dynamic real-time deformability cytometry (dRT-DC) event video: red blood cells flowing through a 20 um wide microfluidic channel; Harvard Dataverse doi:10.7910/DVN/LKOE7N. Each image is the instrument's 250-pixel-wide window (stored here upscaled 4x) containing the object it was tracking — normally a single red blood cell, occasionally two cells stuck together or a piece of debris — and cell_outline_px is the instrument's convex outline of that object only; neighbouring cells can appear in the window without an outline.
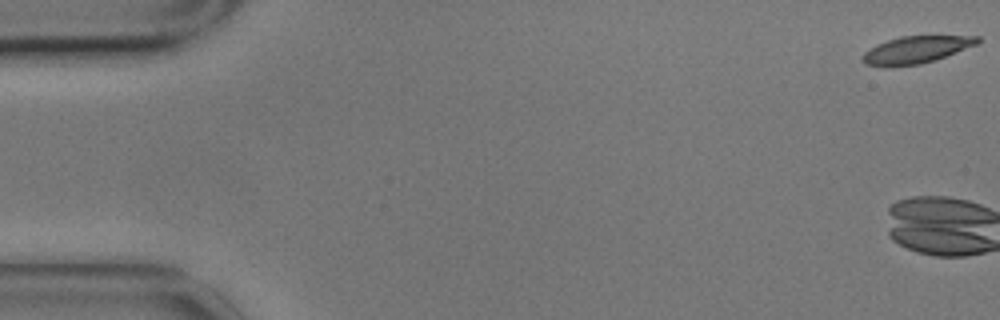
{"species": "common noctule bat (a hibernating species)", "species_latin": "Nyctalus noctula", "temperature_condition": "cold", "stored_images_in_passage": 2, "camera_frame_rate_fps": 3000, "um_per_image_px": 0.085, "animal": {"sex": "male", "body_mass_g": 17.9}, "frame": {"image": 1, "passage_image": 1, "time_ms": 0.0, "image_size_px": [1000, 320], "cell_outline_px": [[980, 40], [976, 44], [936, 60], [920, 64], [888, 68], [884, 68], [864, 64], [860, 56], [864, 52], [876, 44], [900, 36], [980, 36]], "centroid_in_image_um": [77.78, 4.26], "position_along_channel_um": 7.2, "area_um2": 18.44}}